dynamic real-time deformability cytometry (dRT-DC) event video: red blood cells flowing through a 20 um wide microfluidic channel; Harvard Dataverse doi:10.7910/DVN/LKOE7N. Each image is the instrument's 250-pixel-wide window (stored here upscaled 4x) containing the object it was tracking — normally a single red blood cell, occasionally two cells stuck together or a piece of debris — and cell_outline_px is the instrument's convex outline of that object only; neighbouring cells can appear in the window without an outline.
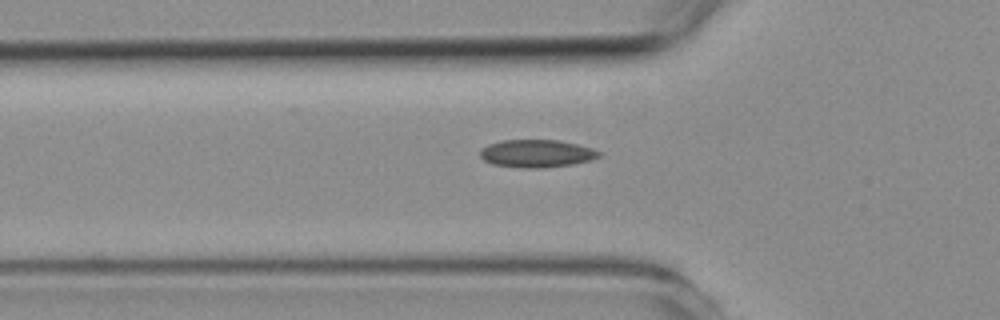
{"species": "common noctule bat (a hibernating species)", "species_latin": "Nyctalus noctula", "temperature_condition": "room temperature", "stored_images_in_passage": 5, "camera_frame_rate_fps": 3000, "um_per_image_px": 0.085, "animal": {"sex": "female", "body_mass_g": 19.3, "forearm_length_mm": 54.1}, "frame": {"image": 1, "passage_image": 5, "time_ms": 4.667, "image_size_px": [1000, 320], "cell_outline_px": [[600, 156], [588, 160], [572, 164], [544, 168], [520, 168], [492, 164], [484, 160], [480, 156], [480, 152], [488, 144], [504, 140], [556, 140], [576, 144], [592, 148], [600, 152]], "centroid_in_image_um": [45.59, 13.05], "position_along_channel_um": 80.2, "area_um2": 19.02}}